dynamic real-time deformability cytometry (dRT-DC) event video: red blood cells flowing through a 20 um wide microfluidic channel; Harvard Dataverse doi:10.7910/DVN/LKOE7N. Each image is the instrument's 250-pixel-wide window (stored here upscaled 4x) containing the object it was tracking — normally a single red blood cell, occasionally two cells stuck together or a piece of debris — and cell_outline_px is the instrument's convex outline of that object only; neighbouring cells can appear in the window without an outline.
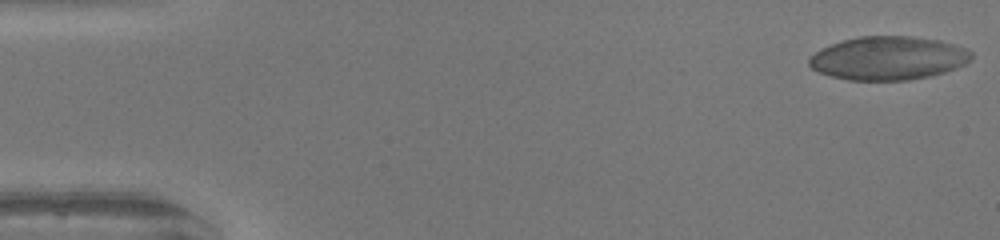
{"species": "human", "species_latin": "Homo sapiens", "temperature_condition": "warm", "stored_images_in_passage": 50, "camera_frame_rate_fps": 3000, "um_per_image_px": 0.085, "donor": {"sex": "female"}, "frame": {"image": 1, "passage_image": 1, "time_ms": 0.0, "image_size_px": [1000, 240], "cell_outline_px": [[972, 60], [956, 68], [944, 72], [928, 76], [908, 80], [848, 80], [832, 76], [820, 72], [812, 68], [808, 64], [808, 60], [820, 48], [844, 40], [860, 36], [912, 36], [940, 40], [964, 48], [972, 52]], "centroid_in_image_um": [75.51, 4.94], "position_along_channel_um": 9.5, "area_um2": 40.92}}
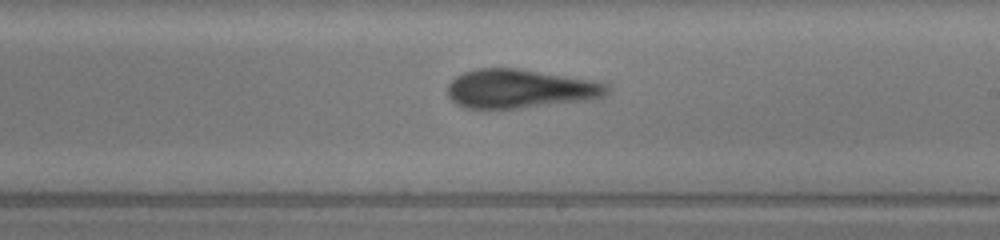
{"frame": {"image": 2, "passage_image": 29, "time_ms": 9.333, "image_size_px": [1000, 240], "cell_outline_px": [[612, 88], [600, 100], [520, 108], [464, 108], [456, 104], [448, 96], [448, 84], [456, 76], [464, 72], [476, 68], [516, 68], [600, 80], [608, 84]], "centroid_in_image_um": [44.33, 7.54], "position_along_channel_um": 244.7, "area_um2": 37.11}}
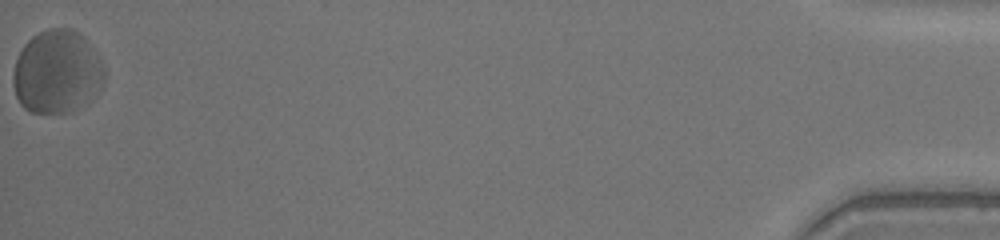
{"frame": {"image": 3, "passage_image": 50, "time_ms": 16.333, "image_size_px": [1000, 240], "cell_outline_px": [[104, 84], [96, 96], [88, 104], [72, 112], [32, 112], [24, 108], [20, 104], [16, 96], [12, 84], [12, 72], [16, 60], [24, 44], [32, 36], [48, 28], [72, 28], [80, 32], [96, 52], [104, 68]], "centroid_in_image_um": [4.86, 6.12], "position_along_channel_um": 430.3, "area_um2": 44.91}, "authors_computed_cell_mechanics": {"area_um2": 37.859, "velocity_mm_per_s": 4.1154, "shape_relaxation_time_tau1_ms": 3.4353, "shape_relaxation_time_tau2_ms": 2.2087, "deformation_change_tau1": 0.1053, "deformation_change_tau2": 0.1129}}